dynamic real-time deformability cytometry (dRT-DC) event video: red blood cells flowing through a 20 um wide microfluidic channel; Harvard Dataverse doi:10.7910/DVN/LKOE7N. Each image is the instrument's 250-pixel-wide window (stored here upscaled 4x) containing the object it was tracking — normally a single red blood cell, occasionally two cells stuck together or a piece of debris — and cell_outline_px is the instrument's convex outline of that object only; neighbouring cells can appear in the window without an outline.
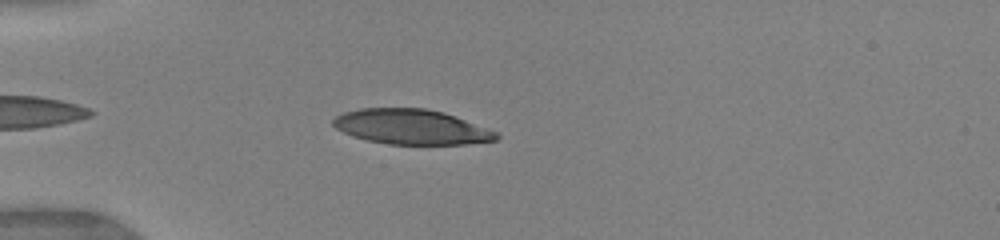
{"species": "human", "species_latin": "Homo sapiens", "temperature_condition": "warm", "stored_images_in_passage": 8, "camera_frame_rate_fps": 3000, "um_per_image_px": 0.085, "donor": {"sex": "female"}, "frame": {"image": 1, "passage_image": 5, "time_ms": 1.0, "image_size_px": [1000, 240], "cell_outline_px": [[500, 136], [496, 140], [468, 144], [388, 144], [368, 140], [352, 136], [336, 128], [332, 124], [332, 120], [336, 116], [344, 112], [360, 108], [424, 108], [444, 112], [496, 132]], "centroid_in_image_um": [34.93, 10.78], "position_along_channel_um": 50.1, "area_um2": 33.06}}